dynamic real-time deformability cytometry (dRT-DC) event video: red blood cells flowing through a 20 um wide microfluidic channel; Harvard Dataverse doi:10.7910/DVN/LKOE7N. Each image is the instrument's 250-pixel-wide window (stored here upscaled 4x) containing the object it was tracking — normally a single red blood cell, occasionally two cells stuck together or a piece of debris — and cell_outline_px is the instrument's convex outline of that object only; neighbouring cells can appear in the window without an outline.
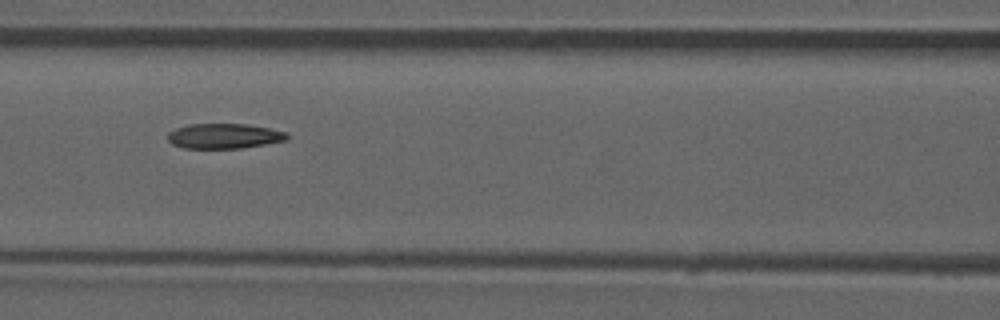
{"species": "common noctule bat (a hibernating species)", "species_latin": "Nyctalus noctula", "temperature_condition": "room temperature", "stored_images_in_passage": 53, "camera_frame_rate_fps": 3000, "um_per_image_px": 0.085, "animal": {"sex": "male", "forearm_length_mm": 52.5}, "frame": {"image": 1, "passage_image": 23, "time_ms": 7.333, "image_size_px": [1000, 320], "cell_outline_px": [[292, 136], [288, 140], [240, 148], [184, 148], [172, 144], [168, 140], [168, 132], [176, 128], [188, 124], [248, 124], [288, 132]], "centroid_in_image_um": [19.08, 11.56], "position_along_channel_um": 147.5, "area_um2": 17.51}, "authors_computed_cell_mechanics": {"area_um2": 18.3226, "velocity_mm_per_s": 3.8593, "shape_relaxation_time_tau1_ms": 10.5216, "shape_relaxation_time_tau2_ms": 3.4354, "deformation_change_tau1": 0.2428, "deformation_change_tau2": 0.1039}}